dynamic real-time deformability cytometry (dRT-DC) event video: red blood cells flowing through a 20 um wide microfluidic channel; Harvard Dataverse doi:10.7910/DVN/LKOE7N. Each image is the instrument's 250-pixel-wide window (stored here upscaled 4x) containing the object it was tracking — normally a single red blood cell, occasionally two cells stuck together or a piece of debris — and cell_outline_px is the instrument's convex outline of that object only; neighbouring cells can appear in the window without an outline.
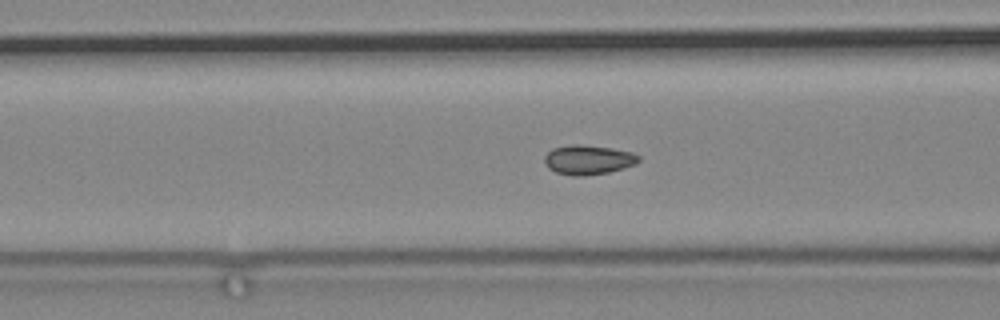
{"species": "common noctule bat (a hibernating species)", "species_latin": "Nyctalus noctula", "temperature_condition": "cold", "stored_images_in_passage": 32, "camera_frame_rate_fps": 3000, "um_per_image_px": 0.085, "animal": {"sex": "male", "body_mass_g": 19.2, "forearm_length_mm": 51.8}, "frame": {"image": 1, "passage_image": 5, "time_ms": 1.333, "image_size_px": [1000, 320], "cell_outline_px": [[640, 160], [636, 164], [624, 168], [608, 172], [584, 176], [572, 176], [556, 172], [548, 168], [544, 164], [544, 156], [552, 148], [572, 144], [580, 144], [612, 148], [632, 152], [640, 156]], "centroid_in_image_um": [49.99, 13.58], "position_along_channel_um": 116.6, "area_um2": 16.36}}
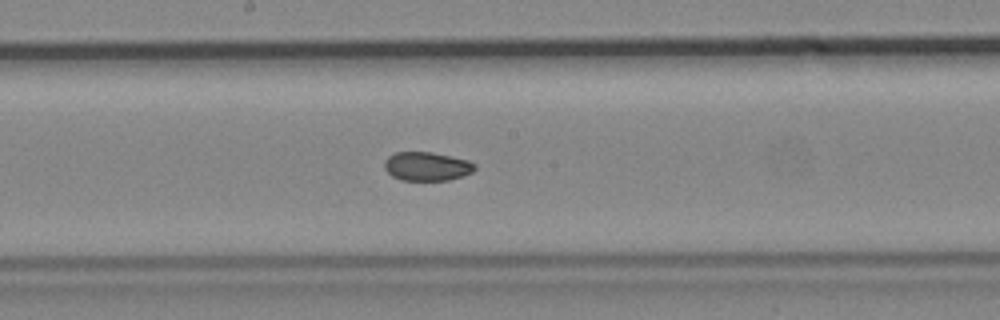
{"frame": {"image": 2, "passage_image": 14, "time_ms": 4.333, "image_size_px": [1000, 320], "cell_outline_px": [[476, 168], [472, 172], [464, 176], [448, 180], [400, 180], [392, 176], [384, 168], [384, 160], [388, 156], [396, 152], [432, 152], [468, 160], [476, 164]], "centroid_in_image_um": [36.28, 14.14], "position_along_channel_um": 211.9, "area_um2": 15.26}}
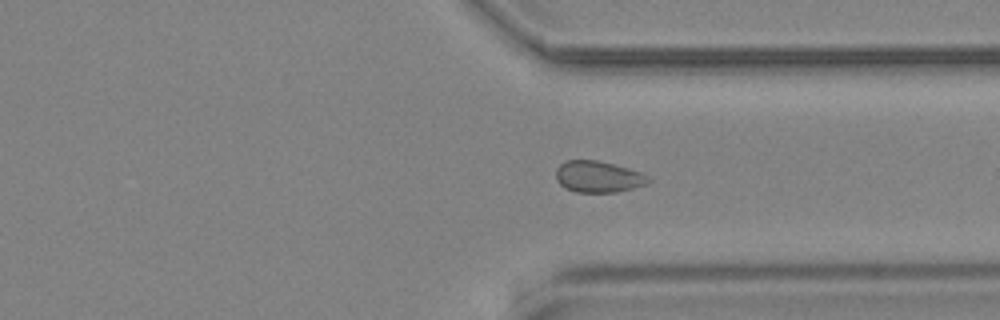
{"frame": {"image": 3, "passage_image": 28, "time_ms": 9.0, "image_size_px": [1000, 320], "cell_outline_px": [[652, 180], [644, 184], [632, 188], [616, 192], [576, 192], [564, 188], [556, 180], [556, 168], [564, 160], [596, 160], [628, 168], [640, 172], [648, 176]], "centroid_in_image_um": [50.8, 15.02], "position_along_channel_um": 360.6, "area_um2": 16.88}}